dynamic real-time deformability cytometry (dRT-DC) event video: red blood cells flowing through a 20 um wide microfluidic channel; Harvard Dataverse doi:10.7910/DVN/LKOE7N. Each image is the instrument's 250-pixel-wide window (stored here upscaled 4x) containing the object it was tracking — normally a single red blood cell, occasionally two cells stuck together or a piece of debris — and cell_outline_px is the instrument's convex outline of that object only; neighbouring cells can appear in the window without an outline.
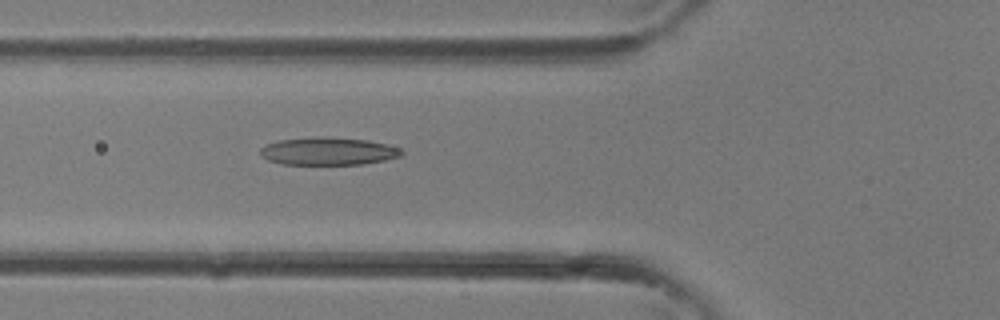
{"species": "common noctule bat (a hibernating species)", "species_latin": "Nyctalus noctula", "temperature_condition": "room temperature", "stored_images_in_passage": 26, "camera_frame_rate_fps": 3000, "um_per_image_px": 0.085, "animal": {"sex": "female"}, "frame": {"image": 1, "passage_image": 3, "time_ms": 0.667, "image_size_px": [1000, 320], "cell_outline_px": [[404, 152], [400, 156], [384, 160], [364, 164], [284, 164], [268, 160], [260, 156], [260, 148], [268, 144], [280, 140], [316, 136], [320, 136], [368, 140], [388, 144], [400, 148]], "centroid_in_image_um": [27.9, 12.85], "position_along_channel_um": 97.9, "area_um2": 22.83}}
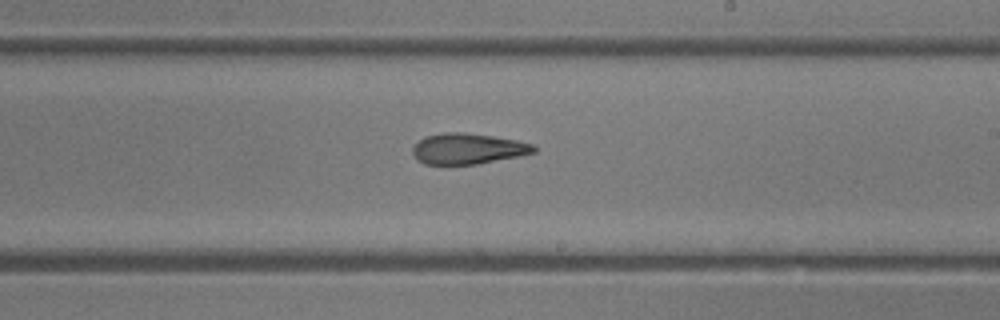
{"frame": {"image": 2, "passage_image": 11, "time_ms": 3.333, "image_size_px": [1000, 320], "cell_outline_px": [[536, 152], [520, 156], [476, 164], [424, 164], [416, 160], [412, 152], [412, 148], [424, 136], [444, 132], [464, 132], [492, 136], [516, 140], [532, 144], [536, 148]], "centroid_in_image_um": [39.75, 12.64], "position_along_channel_um": 249.3, "area_um2": 21.73}}
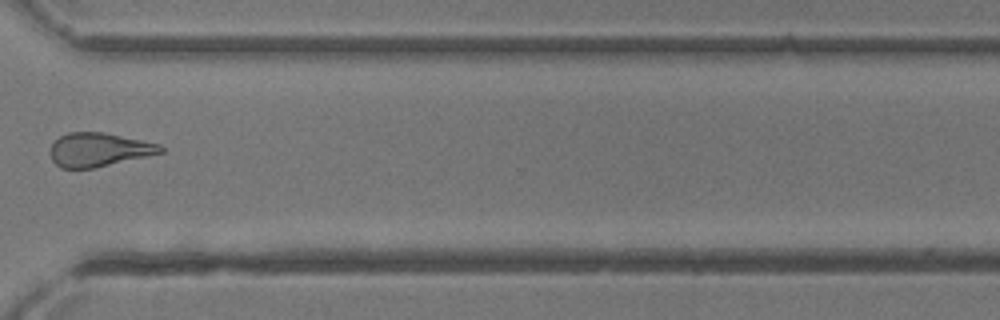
{"frame": {"image": 3, "passage_image": 17, "time_ms": 5.333, "image_size_px": [1000, 320], "cell_outline_px": [[164, 152], [148, 156], [92, 168], [60, 168], [52, 160], [52, 144], [60, 136], [68, 132], [104, 132], [160, 144], [164, 148]], "centroid_in_image_um": [8.42, 12.72], "position_along_channel_um": 362.2, "area_um2": 21.44}}